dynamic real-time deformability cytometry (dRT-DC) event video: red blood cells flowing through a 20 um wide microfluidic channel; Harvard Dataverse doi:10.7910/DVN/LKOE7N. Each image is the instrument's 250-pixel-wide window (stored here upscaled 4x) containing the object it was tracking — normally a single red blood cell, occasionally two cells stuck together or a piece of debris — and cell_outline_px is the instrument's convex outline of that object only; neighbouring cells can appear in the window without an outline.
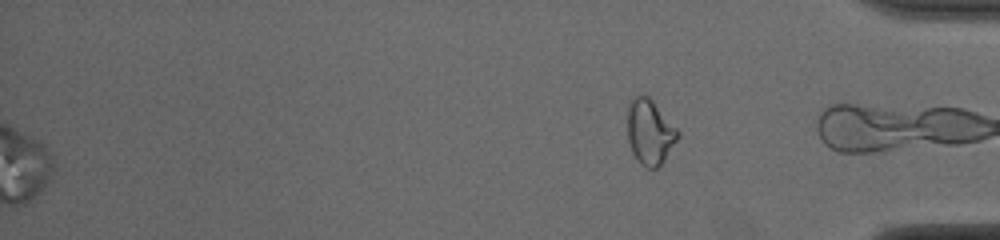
{"species": "common noctule bat (a hibernating species)", "species_latin": "Nyctalus noctula", "temperature_condition": "cold", "stored_images_in_passage": 50, "segment_of_instrument_passage": [2, 2], "camera_frame_rate_fps": 3000, "um_per_image_px": 0.085, "animal": {"sex": "male", "body_mass_g": 19.0, "forearm_length_mm": 50.8}, "frame": {"image": 1, "passage_image": 50, "time_ms": 16.333, "image_size_px": [1000, 240], "cell_outline_px": [[680, 136], [664, 160], [656, 168], [648, 168], [640, 164], [636, 160], [632, 152], [628, 140], [628, 108], [632, 100], [636, 96], [648, 96], [652, 100], [680, 132]], "centroid_in_image_um": [55.24, 11.25], "position_along_channel_um": 380.0, "area_um2": 18.84}}